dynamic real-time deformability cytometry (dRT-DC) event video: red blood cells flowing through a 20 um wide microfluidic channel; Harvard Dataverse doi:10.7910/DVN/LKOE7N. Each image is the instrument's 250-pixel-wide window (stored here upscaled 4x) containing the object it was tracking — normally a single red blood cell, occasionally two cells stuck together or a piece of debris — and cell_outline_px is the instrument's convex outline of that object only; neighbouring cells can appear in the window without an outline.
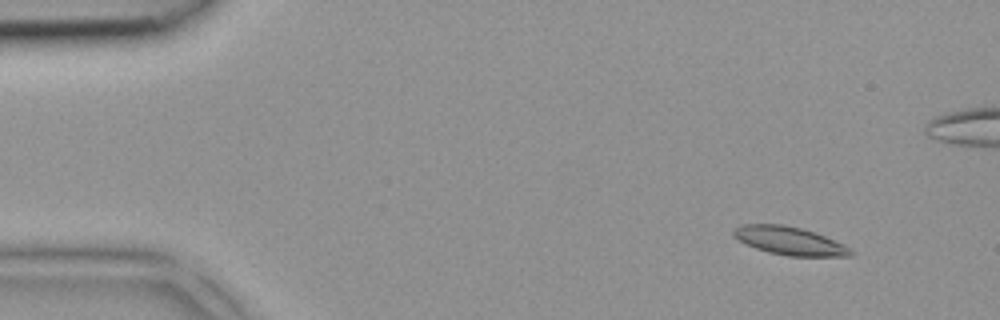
{"species": "common noctule bat (a hibernating species)", "species_latin": "Nyctalus noctula", "temperature_condition": "room temperature", "stored_images_in_passage": 5, "camera_frame_rate_fps": 3000, "um_per_image_px": 0.085, "animal": {"sex": "female", "body_mass_g": 18.4}, "frame": {"image": 1, "passage_image": 2, "time_ms": 0.333, "image_size_px": [1000, 320], "cell_outline_px": [[852, 256], [788, 256], [768, 252], [756, 248], [732, 236], [732, 228], [740, 224], [784, 224], [800, 228], [824, 236], [844, 244], [852, 252]], "centroid_in_image_um": [67.05, 20.46], "position_along_channel_um": 17.9, "area_um2": 19.07}}